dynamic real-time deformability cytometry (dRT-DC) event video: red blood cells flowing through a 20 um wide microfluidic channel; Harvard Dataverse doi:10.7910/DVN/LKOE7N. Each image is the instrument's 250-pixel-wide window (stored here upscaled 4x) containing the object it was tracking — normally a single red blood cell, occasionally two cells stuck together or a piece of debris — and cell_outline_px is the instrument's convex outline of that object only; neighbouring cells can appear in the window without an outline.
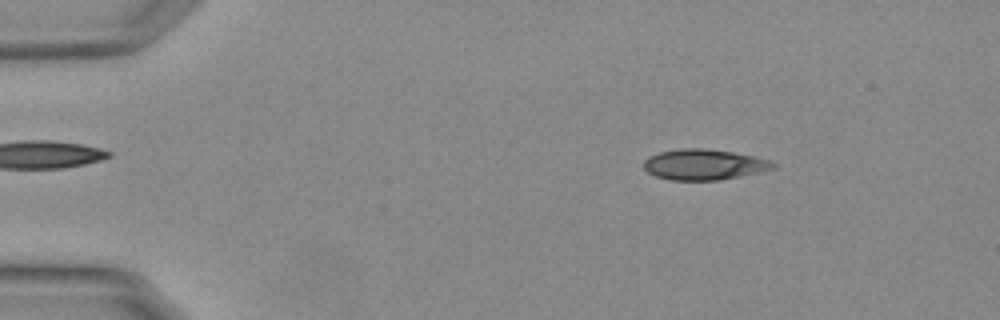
{"species": "Egyptian fruit bat (a non-hibernating species)", "species_latin": "Rousettus aegyptiacus", "temperature_condition": "warm", "stored_images_in_passage": 53, "camera_frame_rate_fps": 3000, "um_per_image_px": 0.085, "animal": {"sex": "female"}, "frame": {"image": 1, "passage_image": 7, "time_ms": 2.0, "image_size_px": [1000, 320], "cell_outline_px": [[780, 164], [776, 168], [760, 172], [720, 180], [672, 180], [656, 176], [648, 172], [644, 168], [644, 160], [660, 152], [680, 148], [704, 148], [732, 152], [756, 156]], "centroid_in_image_um": [59.9, 13.98], "position_along_channel_um": 25.1, "area_um2": 23.12}}
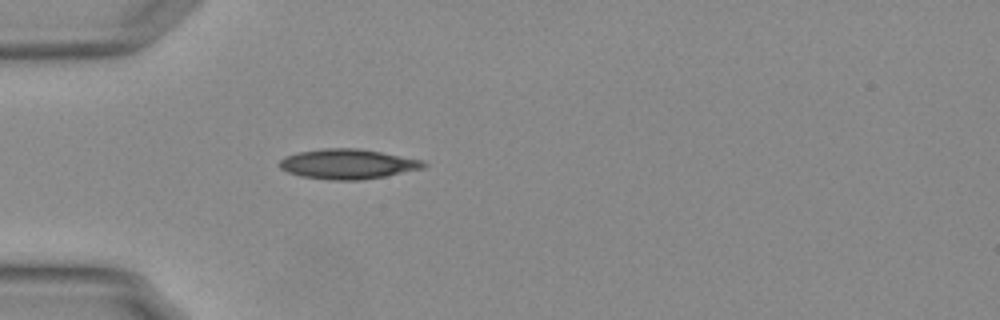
{"frame": {"image": 2, "passage_image": 15, "time_ms": 4.667, "image_size_px": [1000, 320], "cell_outline_px": [[428, 164], [424, 168], [384, 176], [360, 180], [332, 180], [300, 176], [288, 172], [280, 168], [280, 160], [284, 156], [296, 152], [324, 148], [356, 148], [380, 152], [424, 160]], "centroid_in_image_um": [29.55, 13.94], "position_along_channel_um": 55.5, "area_um2": 25.09}}
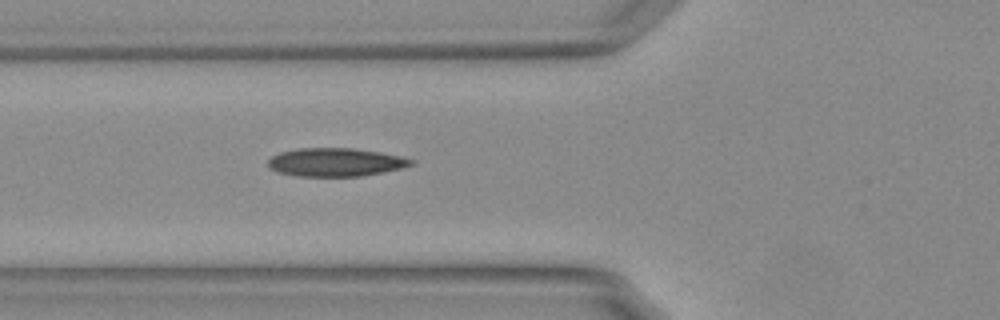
{"frame": {"image": 3, "passage_image": 19, "time_ms": 6.0, "image_size_px": [1000, 320], "cell_outline_px": [[416, 164], [384, 172], [364, 176], [296, 176], [276, 172], [268, 168], [268, 160], [272, 156], [280, 152], [300, 148], [352, 148], [380, 152], [400, 156], [416, 160]], "centroid_in_image_um": [28.53, 13.79], "position_along_channel_um": 97.3, "area_um2": 23.81}, "authors_computed_cell_mechanics": {"area_um2": 23.0044, "velocity_mm_per_s": 3.7676, "shape_relaxation_time_tau1_ms": null, "shape_relaxation_time_tau2_ms": 8.6482, "deformation_change_tau1": null, "deformation_change_tau2": 0.1701}}